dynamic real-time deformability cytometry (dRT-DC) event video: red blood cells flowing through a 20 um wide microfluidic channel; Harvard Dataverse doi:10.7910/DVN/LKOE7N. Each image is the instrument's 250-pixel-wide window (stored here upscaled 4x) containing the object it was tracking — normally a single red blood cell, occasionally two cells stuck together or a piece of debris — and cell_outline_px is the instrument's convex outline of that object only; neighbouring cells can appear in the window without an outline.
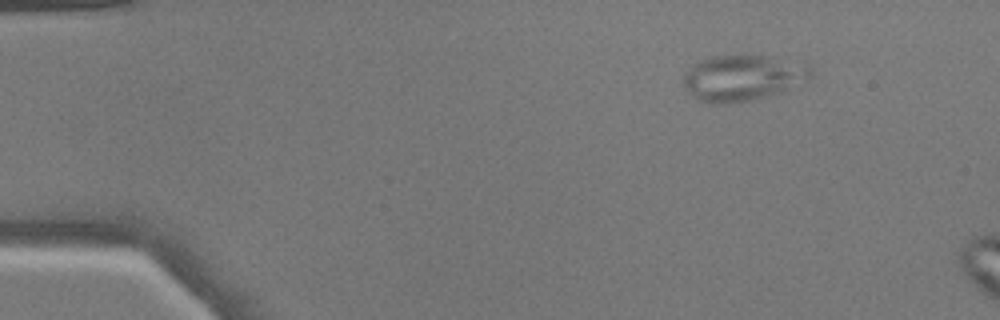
{"species": "common noctule bat (a hibernating species)", "species_latin": "Nyctalus noctula", "temperature_condition": "warm", "stored_images_in_passage": 2, "camera_frame_rate_fps": 3000, "um_per_image_px": 0.085, "animal": {"sex": "male", "body_mass_g": 17.9}, "frame": {"image": 1, "passage_image": 1, "time_ms": 0.0, "image_size_px": [1000, 320], "cell_outline_px": [[812, 76], [800, 88], [768, 96], [748, 100], [724, 104], [712, 104], [696, 100], [684, 88], [684, 76], [700, 60], [712, 56], [768, 56], [808, 64], [812, 68]], "centroid_in_image_um": [63.22, 6.64], "position_along_channel_um": 21.8, "area_um2": 34.39}}